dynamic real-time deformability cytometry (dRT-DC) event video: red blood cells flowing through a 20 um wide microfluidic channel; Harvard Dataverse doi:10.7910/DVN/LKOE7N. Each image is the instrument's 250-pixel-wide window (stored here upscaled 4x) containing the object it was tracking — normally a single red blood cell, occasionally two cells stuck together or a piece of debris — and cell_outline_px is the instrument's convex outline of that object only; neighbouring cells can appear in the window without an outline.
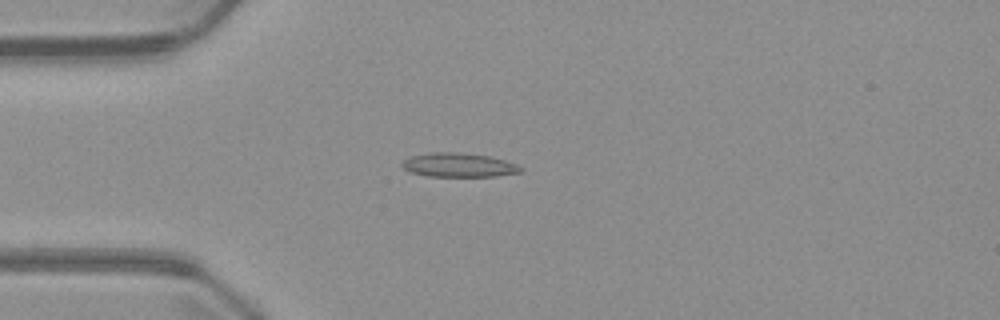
{"species": "common noctule bat (a hibernating species)", "species_latin": "Nyctalus noctula", "temperature_condition": "warm", "stored_images_in_passage": 5, "camera_frame_rate_fps": 3000, "um_per_image_px": 0.085, "animal": {"sex": "male", "body_mass_g": 23.1, "forearm_length_mm": 52.7}, "frame": {"image": 1, "passage_image": 4, "time_ms": 3.667, "image_size_px": [1000, 320], "cell_outline_px": [[524, 172], [496, 176], [428, 176], [412, 172], [404, 168], [400, 164], [404, 160], [412, 156], [432, 152], [456, 152], [488, 156], [504, 160], [516, 164], [524, 168]], "centroid_in_image_um": [39.03, 14.03], "position_along_channel_um": 46.0, "area_um2": 16.47}}